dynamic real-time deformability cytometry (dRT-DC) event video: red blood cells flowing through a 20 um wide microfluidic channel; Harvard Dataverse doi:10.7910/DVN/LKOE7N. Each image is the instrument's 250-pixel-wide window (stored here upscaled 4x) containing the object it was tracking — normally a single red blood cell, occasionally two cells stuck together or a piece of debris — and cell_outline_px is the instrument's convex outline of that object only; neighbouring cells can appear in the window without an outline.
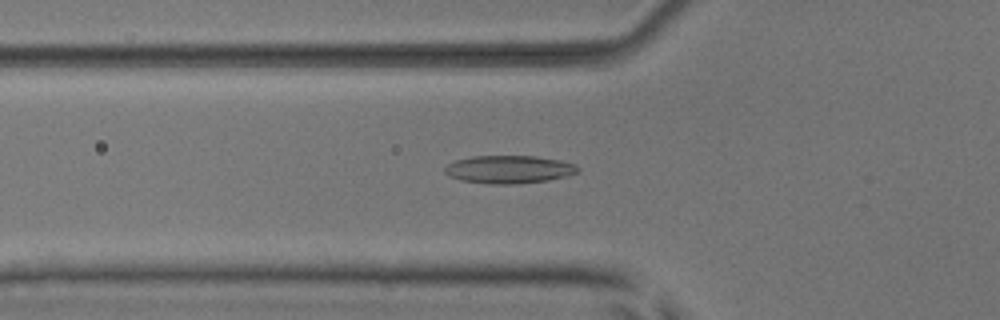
{"species": "common noctule bat (a hibernating species)", "species_latin": "Nyctalus noctula", "temperature_condition": "room temperature", "stored_images_in_passage": 53, "camera_frame_rate_fps": 3000, "um_per_image_px": 0.085, "animal": {"sex": "male", "body_mass_g": 17.9, "forearm_length_mm": 54.2}, "frame": {"image": 1, "passage_image": 19, "time_ms": 6.0, "image_size_px": [1000, 320], "cell_outline_px": [[580, 172], [568, 176], [548, 180], [512, 184], [488, 184], [460, 180], [448, 176], [444, 172], [444, 168], [448, 164], [456, 160], [472, 156], [536, 156], [560, 160], [576, 164], [580, 168]], "centroid_in_image_um": [43.28, 14.4], "position_along_channel_um": 82.5, "area_um2": 21.85}}
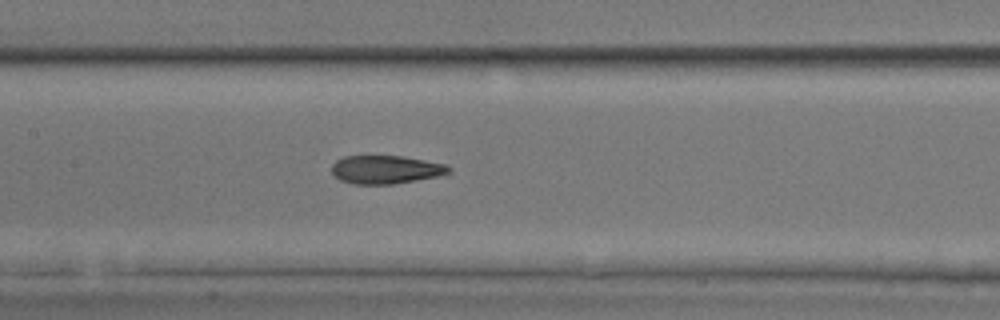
{"frame": {"image": 2, "passage_image": 26, "time_ms": 8.333, "image_size_px": [1000, 320], "cell_outline_px": [[452, 172], [436, 176], [416, 180], [392, 184], [356, 184], [340, 180], [332, 172], [332, 164], [336, 160], [344, 156], [400, 156], [448, 164], [452, 168]], "centroid_in_image_um": [32.81, 14.41], "position_along_channel_um": 174.6, "area_um2": 19.25}}
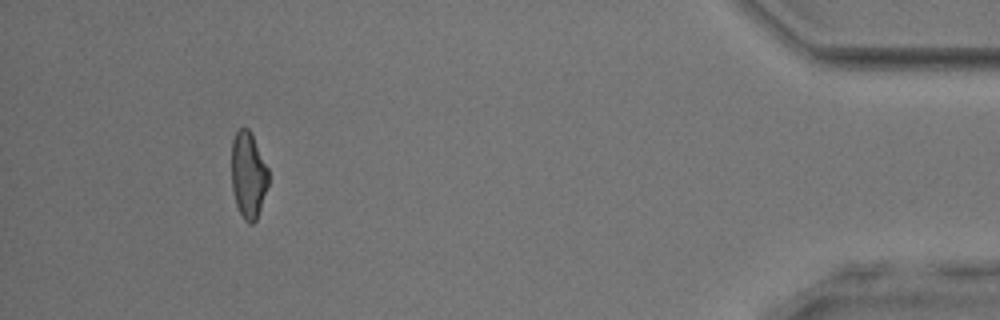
{"frame": {"image": 3, "passage_image": 49, "time_ms": 16.0, "image_size_px": [1000, 320], "cell_outline_px": [[268, 184], [256, 220], [252, 224], [248, 224], [244, 220], [236, 204], [232, 188], [232, 140], [236, 132], [240, 128], [248, 128], [268, 168]], "centroid_in_image_um": [21.09, 14.89], "position_along_channel_um": 414.1, "area_um2": 18.26}, "authors_computed_cell_mechanics": {"area_um2": 20.0566, "velocity_mm_per_s": 3.931, "shape_relaxation_time_tau1_ms": null, "shape_relaxation_time_tau2_ms": 3.1138, "deformation_change_tau1": null, "deformation_change_tau2": 0.1278}}